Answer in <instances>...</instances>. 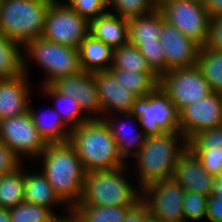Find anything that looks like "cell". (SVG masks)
Returning a JSON list of instances; mask_svg holds the SVG:
<instances>
[{
	"instance_id": "1",
	"label": "cell",
	"mask_w": 222,
	"mask_h": 222,
	"mask_svg": "<svg viewBox=\"0 0 222 222\" xmlns=\"http://www.w3.org/2000/svg\"><path fill=\"white\" fill-rule=\"evenodd\" d=\"M41 158V159H40ZM38 161L60 199L73 209L81 200L86 171L70 141L47 143Z\"/></svg>"
},
{
	"instance_id": "2",
	"label": "cell",
	"mask_w": 222,
	"mask_h": 222,
	"mask_svg": "<svg viewBox=\"0 0 222 222\" xmlns=\"http://www.w3.org/2000/svg\"><path fill=\"white\" fill-rule=\"evenodd\" d=\"M188 147L189 141L180 131L146 136L142 148L131 158L136 163L135 183L143 189L155 181L173 178L175 165Z\"/></svg>"
},
{
	"instance_id": "3",
	"label": "cell",
	"mask_w": 222,
	"mask_h": 222,
	"mask_svg": "<svg viewBox=\"0 0 222 222\" xmlns=\"http://www.w3.org/2000/svg\"><path fill=\"white\" fill-rule=\"evenodd\" d=\"M69 141L86 172L111 170L128 164L119 155L111 130L102 118H90L71 129Z\"/></svg>"
},
{
	"instance_id": "4",
	"label": "cell",
	"mask_w": 222,
	"mask_h": 222,
	"mask_svg": "<svg viewBox=\"0 0 222 222\" xmlns=\"http://www.w3.org/2000/svg\"><path fill=\"white\" fill-rule=\"evenodd\" d=\"M129 168L132 166L128 163L116 169L87 172L82 197L76 206L133 207L141 200L142 189L127 180Z\"/></svg>"
},
{
	"instance_id": "5",
	"label": "cell",
	"mask_w": 222,
	"mask_h": 222,
	"mask_svg": "<svg viewBox=\"0 0 222 222\" xmlns=\"http://www.w3.org/2000/svg\"><path fill=\"white\" fill-rule=\"evenodd\" d=\"M53 0H0V33L23 46L42 37Z\"/></svg>"
},
{
	"instance_id": "6",
	"label": "cell",
	"mask_w": 222,
	"mask_h": 222,
	"mask_svg": "<svg viewBox=\"0 0 222 222\" xmlns=\"http://www.w3.org/2000/svg\"><path fill=\"white\" fill-rule=\"evenodd\" d=\"M24 74L29 77V59L42 67L45 76L38 86L50 85L60 77L71 76L81 71L78 49L38 37L23 46ZM41 84V85H40Z\"/></svg>"
},
{
	"instance_id": "7",
	"label": "cell",
	"mask_w": 222,
	"mask_h": 222,
	"mask_svg": "<svg viewBox=\"0 0 222 222\" xmlns=\"http://www.w3.org/2000/svg\"><path fill=\"white\" fill-rule=\"evenodd\" d=\"M131 113L146 136L179 131V113L160 85L145 97H137Z\"/></svg>"
},
{
	"instance_id": "8",
	"label": "cell",
	"mask_w": 222,
	"mask_h": 222,
	"mask_svg": "<svg viewBox=\"0 0 222 222\" xmlns=\"http://www.w3.org/2000/svg\"><path fill=\"white\" fill-rule=\"evenodd\" d=\"M164 20L201 47L209 39L211 18L201 0H165L158 5Z\"/></svg>"
},
{
	"instance_id": "9",
	"label": "cell",
	"mask_w": 222,
	"mask_h": 222,
	"mask_svg": "<svg viewBox=\"0 0 222 222\" xmlns=\"http://www.w3.org/2000/svg\"><path fill=\"white\" fill-rule=\"evenodd\" d=\"M89 27L90 21L77 13L65 0H53L46 15L42 37L78 49L89 34Z\"/></svg>"
},
{
	"instance_id": "10",
	"label": "cell",
	"mask_w": 222,
	"mask_h": 222,
	"mask_svg": "<svg viewBox=\"0 0 222 222\" xmlns=\"http://www.w3.org/2000/svg\"><path fill=\"white\" fill-rule=\"evenodd\" d=\"M159 85L168 94L178 113L212 92L196 65L168 70L159 78Z\"/></svg>"
},
{
	"instance_id": "11",
	"label": "cell",
	"mask_w": 222,
	"mask_h": 222,
	"mask_svg": "<svg viewBox=\"0 0 222 222\" xmlns=\"http://www.w3.org/2000/svg\"><path fill=\"white\" fill-rule=\"evenodd\" d=\"M0 140L3 141L22 160L37 162L47 143L34 125L28 112L0 120Z\"/></svg>"
},
{
	"instance_id": "12",
	"label": "cell",
	"mask_w": 222,
	"mask_h": 222,
	"mask_svg": "<svg viewBox=\"0 0 222 222\" xmlns=\"http://www.w3.org/2000/svg\"><path fill=\"white\" fill-rule=\"evenodd\" d=\"M185 190L174 179H163L142 189V200L149 213L161 222H185L183 200Z\"/></svg>"
},
{
	"instance_id": "13",
	"label": "cell",
	"mask_w": 222,
	"mask_h": 222,
	"mask_svg": "<svg viewBox=\"0 0 222 222\" xmlns=\"http://www.w3.org/2000/svg\"><path fill=\"white\" fill-rule=\"evenodd\" d=\"M222 126V95L213 91L179 112V131L190 141L203 130Z\"/></svg>"
},
{
	"instance_id": "14",
	"label": "cell",
	"mask_w": 222,
	"mask_h": 222,
	"mask_svg": "<svg viewBox=\"0 0 222 222\" xmlns=\"http://www.w3.org/2000/svg\"><path fill=\"white\" fill-rule=\"evenodd\" d=\"M50 85L57 92L73 97L89 118H102V108L93 73L81 70L74 75L60 77Z\"/></svg>"
},
{
	"instance_id": "15",
	"label": "cell",
	"mask_w": 222,
	"mask_h": 222,
	"mask_svg": "<svg viewBox=\"0 0 222 222\" xmlns=\"http://www.w3.org/2000/svg\"><path fill=\"white\" fill-rule=\"evenodd\" d=\"M159 38L166 57L167 71L196 65L201 46L164 19Z\"/></svg>"
},
{
	"instance_id": "16",
	"label": "cell",
	"mask_w": 222,
	"mask_h": 222,
	"mask_svg": "<svg viewBox=\"0 0 222 222\" xmlns=\"http://www.w3.org/2000/svg\"><path fill=\"white\" fill-rule=\"evenodd\" d=\"M93 75L102 108V119L107 115L131 112L137 98L135 94L119 83L109 70L93 72Z\"/></svg>"
},
{
	"instance_id": "17",
	"label": "cell",
	"mask_w": 222,
	"mask_h": 222,
	"mask_svg": "<svg viewBox=\"0 0 222 222\" xmlns=\"http://www.w3.org/2000/svg\"><path fill=\"white\" fill-rule=\"evenodd\" d=\"M173 178L185 191H193L206 197L211 195L214 176L204 169L200 159L189 147L179 157Z\"/></svg>"
},
{
	"instance_id": "18",
	"label": "cell",
	"mask_w": 222,
	"mask_h": 222,
	"mask_svg": "<svg viewBox=\"0 0 222 222\" xmlns=\"http://www.w3.org/2000/svg\"><path fill=\"white\" fill-rule=\"evenodd\" d=\"M112 116L113 115H107L103 119L111 130L112 136L119 150V155L125 162H127L128 158H133L142 148L145 143L146 134L140 127H138V129L136 125H132L136 122V120H138V118L131 112L120 113L113 117ZM117 116H121L122 120Z\"/></svg>"
},
{
	"instance_id": "19",
	"label": "cell",
	"mask_w": 222,
	"mask_h": 222,
	"mask_svg": "<svg viewBox=\"0 0 222 222\" xmlns=\"http://www.w3.org/2000/svg\"><path fill=\"white\" fill-rule=\"evenodd\" d=\"M26 74L10 79H0V120L22 115L29 111L31 101L29 82Z\"/></svg>"
},
{
	"instance_id": "20",
	"label": "cell",
	"mask_w": 222,
	"mask_h": 222,
	"mask_svg": "<svg viewBox=\"0 0 222 222\" xmlns=\"http://www.w3.org/2000/svg\"><path fill=\"white\" fill-rule=\"evenodd\" d=\"M189 148L210 175L222 174V126L201 131L189 141Z\"/></svg>"
},
{
	"instance_id": "21",
	"label": "cell",
	"mask_w": 222,
	"mask_h": 222,
	"mask_svg": "<svg viewBox=\"0 0 222 222\" xmlns=\"http://www.w3.org/2000/svg\"><path fill=\"white\" fill-rule=\"evenodd\" d=\"M89 34L112 49L129 42V19L106 11L90 20Z\"/></svg>"
},
{
	"instance_id": "22",
	"label": "cell",
	"mask_w": 222,
	"mask_h": 222,
	"mask_svg": "<svg viewBox=\"0 0 222 222\" xmlns=\"http://www.w3.org/2000/svg\"><path fill=\"white\" fill-rule=\"evenodd\" d=\"M24 202L52 209L56 205H64V211L70 208L60 199L46 176L41 172L24 170ZM67 207V208H66Z\"/></svg>"
},
{
	"instance_id": "23",
	"label": "cell",
	"mask_w": 222,
	"mask_h": 222,
	"mask_svg": "<svg viewBox=\"0 0 222 222\" xmlns=\"http://www.w3.org/2000/svg\"><path fill=\"white\" fill-rule=\"evenodd\" d=\"M81 70L97 72L109 70L112 65L113 49L88 34L78 48Z\"/></svg>"
},
{
	"instance_id": "24",
	"label": "cell",
	"mask_w": 222,
	"mask_h": 222,
	"mask_svg": "<svg viewBox=\"0 0 222 222\" xmlns=\"http://www.w3.org/2000/svg\"><path fill=\"white\" fill-rule=\"evenodd\" d=\"M164 16L157 8L149 15L129 19V42L135 46H151L160 43Z\"/></svg>"
},
{
	"instance_id": "25",
	"label": "cell",
	"mask_w": 222,
	"mask_h": 222,
	"mask_svg": "<svg viewBox=\"0 0 222 222\" xmlns=\"http://www.w3.org/2000/svg\"><path fill=\"white\" fill-rule=\"evenodd\" d=\"M31 102L29 104V113L44 141L46 143L69 141L71 129L62 121L59 113L54 108H50L52 110L38 111Z\"/></svg>"
},
{
	"instance_id": "26",
	"label": "cell",
	"mask_w": 222,
	"mask_h": 222,
	"mask_svg": "<svg viewBox=\"0 0 222 222\" xmlns=\"http://www.w3.org/2000/svg\"><path fill=\"white\" fill-rule=\"evenodd\" d=\"M44 97L53 99L55 110L62 121L70 128H76L90 118L83 112L77 101L70 96L57 92L51 85L38 86Z\"/></svg>"
},
{
	"instance_id": "27",
	"label": "cell",
	"mask_w": 222,
	"mask_h": 222,
	"mask_svg": "<svg viewBox=\"0 0 222 222\" xmlns=\"http://www.w3.org/2000/svg\"><path fill=\"white\" fill-rule=\"evenodd\" d=\"M23 45L0 33V79L24 74Z\"/></svg>"
},
{
	"instance_id": "28",
	"label": "cell",
	"mask_w": 222,
	"mask_h": 222,
	"mask_svg": "<svg viewBox=\"0 0 222 222\" xmlns=\"http://www.w3.org/2000/svg\"><path fill=\"white\" fill-rule=\"evenodd\" d=\"M196 66L209 83L211 91L222 95V51L201 47Z\"/></svg>"
},
{
	"instance_id": "29",
	"label": "cell",
	"mask_w": 222,
	"mask_h": 222,
	"mask_svg": "<svg viewBox=\"0 0 222 222\" xmlns=\"http://www.w3.org/2000/svg\"><path fill=\"white\" fill-rule=\"evenodd\" d=\"M109 71L119 83L137 97H145L159 85V77L155 73L128 72L114 67Z\"/></svg>"
},
{
	"instance_id": "30",
	"label": "cell",
	"mask_w": 222,
	"mask_h": 222,
	"mask_svg": "<svg viewBox=\"0 0 222 222\" xmlns=\"http://www.w3.org/2000/svg\"><path fill=\"white\" fill-rule=\"evenodd\" d=\"M24 169L0 176V207L11 209L24 202Z\"/></svg>"
},
{
	"instance_id": "31",
	"label": "cell",
	"mask_w": 222,
	"mask_h": 222,
	"mask_svg": "<svg viewBox=\"0 0 222 222\" xmlns=\"http://www.w3.org/2000/svg\"><path fill=\"white\" fill-rule=\"evenodd\" d=\"M111 67L128 72L154 73L139 49L130 42L113 49Z\"/></svg>"
},
{
	"instance_id": "32",
	"label": "cell",
	"mask_w": 222,
	"mask_h": 222,
	"mask_svg": "<svg viewBox=\"0 0 222 222\" xmlns=\"http://www.w3.org/2000/svg\"><path fill=\"white\" fill-rule=\"evenodd\" d=\"M127 206H75L73 210L78 214L81 222H123Z\"/></svg>"
},
{
	"instance_id": "33",
	"label": "cell",
	"mask_w": 222,
	"mask_h": 222,
	"mask_svg": "<svg viewBox=\"0 0 222 222\" xmlns=\"http://www.w3.org/2000/svg\"><path fill=\"white\" fill-rule=\"evenodd\" d=\"M108 8H112L111 13L131 19L151 14L158 5L154 0H108Z\"/></svg>"
},
{
	"instance_id": "34",
	"label": "cell",
	"mask_w": 222,
	"mask_h": 222,
	"mask_svg": "<svg viewBox=\"0 0 222 222\" xmlns=\"http://www.w3.org/2000/svg\"><path fill=\"white\" fill-rule=\"evenodd\" d=\"M56 215L54 209L26 202L10 209L11 222H50Z\"/></svg>"
},
{
	"instance_id": "35",
	"label": "cell",
	"mask_w": 222,
	"mask_h": 222,
	"mask_svg": "<svg viewBox=\"0 0 222 222\" xmlns=\"http://www.w3.org/2000/svg\"><path fill=\"white\" fill-rule=\"evenodd\" d=\"M208 197L193 191H185L183 212L185 222L200 221L206 218Z\"/></svg>"
},
{
	"instance_id": "36",
	"label": "cell",
	"mask_w": 222,
	"mask_h": 222,
	"mask_svg": "<svg viewBox=\"0 0 222 222\" xmlns=\"http://www.w3.org/2000/svg\"><path fill=\"white\" fill-rule=\"evenodd\" d=\"M145 57L151 70L160 78L167 72V62L161 44L151 46H136Z\"/></svg>"
},
{
	"instance_id": "37",
	"label": "cell",
	"mask_w": 222,
	"mask_h": 222,
	"mask_svg": "<svg viewBox=\"0 0 222 222\" xmlns=\"http://www.w3.org/2000/svg\"><path fill=\"white\" fill-rule=\"evenodd\" d=\"M66 2L89 21L109 11L108 0H66Z\"/></svg>"
},
{
	"instance_id": "38",
	"label": "cell",
	"mask_w": 222,
	"mask_h": 222,
	"mask_svg": "<svg viewBox=\"0 0 222 222\" xmlns=\"http://www.w3.org/2000/svg\"><path fill=\"white\" fill-rule=\"evenodd\" d=\"M22 164V159L0 140V176L17 170Z\"/></svg>"
},
{
	"instance_id": "39",
	"label": "cell",
	"mask_w": 222,
	"mask_h": 222,
	"mask_svg": "<svg viewBox=\"0 0 222 222\" xmlns=\"http://www.w3.org/2000/svg\"><path fill=\"white\" fill-rule=\"evenodd\" d=\"M206 47L222 51V15L211 19Z\"/></svg>"
},
{
	"instance_id": "40",
	"label": "cell",
	"mask_w": 222,
	"mask_h": 222,
	"mask_svg": "<svg viewBox=\"0 0 222 222\" xmlns=\"http://www.w3.org/2000/svg\"><path fill=\"white\" fill-rule=\"evenodd\" d=\"M206 221L222 222V201L210 195L207 200Z\"/></svg>"
},
{
	"instance_id": "41",
	"label": "cell",
	"mask_w": 222,
	"mask_h": 222,
	"mask_svg": "<svg viewBox=\"0 0 222 222\" xmlns=\"http://www.w3.org/2000/svg\"><path fill=\"white\" fill-rule=\"evenodd\" d=\"M148 214L149 209L146 203L141 199L127 211L123 222H145Z\"/></svg>"
},
{
	"instance_id": "42",
	"label": "cell",
	"mask_w": 222,
	"mask_h": 222,
	"mask_svg": "<svg viewBox=\"0 0 222 222\" xmlns=\"http://www.w3.org/2000/svg\"><path fill=\"white\" fill-rule=\"evenodd\" d=\"M203 4L211 19L222 15V0H203Z\"/></svg>"
},
{
	"instance_id": "43",
	"label": "cell",
	"mask_w": 222,
	"mask_h": 222,
	"mask_svg": "<svg viewBox=\"0 0 222 222\" xmlns=\"http://www.w3.org/2000/svg\"><path fill=\"white\" fill-rule=\"evenodd\" d=\"M50 222H81V220L73 209H69L63 214L56 215Z\"/></svg>"
},
{
	"instance_id": "44",
	"label": "cell",
	"mask_w": 222,
	"mask_h": 222,
	"mask_svg": "<svg viewBox=\"0 0 222 222\" xmlns=\"http://www.w3.org/2000/svg\"><path fill=\"white\" fill-rule=\"evenodd\" d=\"M211 195L219 197V200L222 201V174L219 176H214Z\"/></svg>"
},
{
	"instance_id": "45",
	"label": "cell",
	"mask_w": 222,
	"mask_h": 222,
	"mask_svg": "<svg viewBox=\"0 0 222 222\" xmlns=\"http://www.w3.org/2000/svg\"><path fill=\"white\" fill-rule=\"evenodd\" d=\"M0 222H11L10 209L0 207Z\"/></svg>"
},
{
	"instance_id": "46",
	"label": "cell",
	"mask_w": 222,
	"mask_h": 222,
	"mask_svg": "<svg viewBox=\"0 0 222 222\" xmlns=\"http://www.w3.org/2000/svg\"><path fill=\"white\" fill-rule=\"evenodd\" d=\"M145 222H161L159 219L156 217H153L150 213L146 216V221Z\"/></svg>"
},
{
	"instance_id": "47",
	"label": "cell",
	"mask_w": 222,
	"mask_h": 222,
	"mask_svg": "<svg viewBox=\"0 0 222 222\" xmlns=\"http://www.w3.org/2000/svg\"><path fill=\"white\" fill-rule=\"evenodd\" d=\"M157 5L161 4L165 0H154Z\"/></svg>"
}]
</instances>
